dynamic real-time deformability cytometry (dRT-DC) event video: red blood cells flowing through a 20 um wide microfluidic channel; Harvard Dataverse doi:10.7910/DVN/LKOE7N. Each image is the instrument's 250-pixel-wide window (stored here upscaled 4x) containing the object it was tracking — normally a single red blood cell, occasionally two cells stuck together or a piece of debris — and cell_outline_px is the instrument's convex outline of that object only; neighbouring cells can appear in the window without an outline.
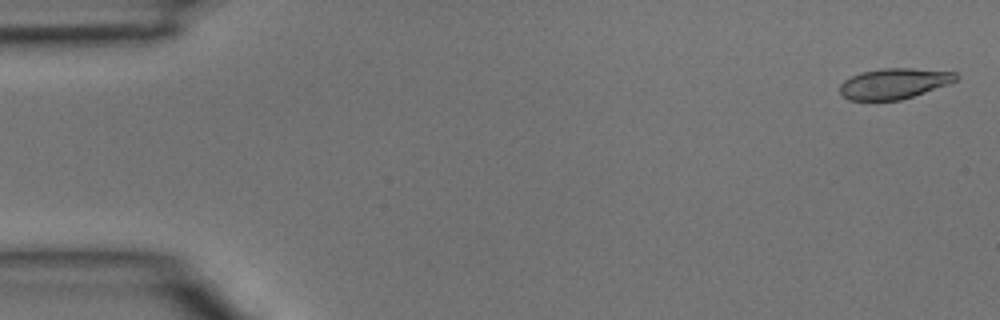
{"species": "common noctule bat (a hibernating species)", "species_latin": "Nyctalus noctula", "temperature_condition": "room temperature", "stored_images_in_passage": 4, "camera_frame_rate_fps": 3000, "um_per_image_px": 0.085, "animal": {"sex": "male", "body_mass_g": 15.6}, "frame": {"image": 1, "passage_image": 1, "time_ms": 0.0, "image_size_px": [1000, 320], "cell_outline_px": [[960, 76], [956, 80], [948, 84], [900, 100], [848, 100], [840, 92], [840, 84], [844, 80], [860, 72], [884, 68], [912, 68], [956, 72]], "centroid_in_image_um": [75.99, 7.09], "position_along_channel_um": 9.0, "area_um2": 20.58}}
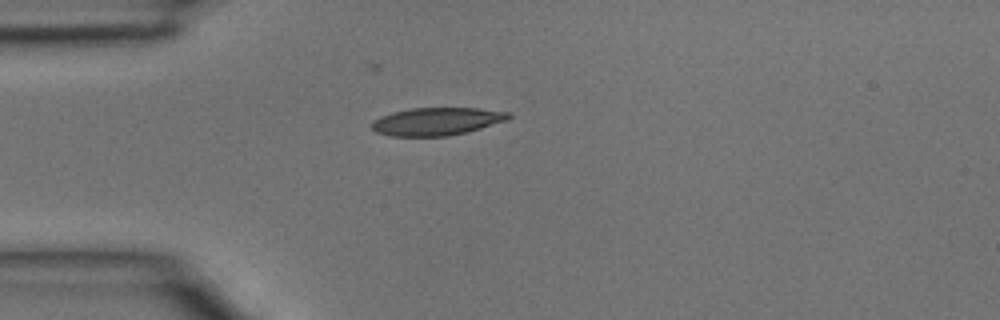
{"frame": {"image": 2, "passage_image": 4, "time_ms": 1.0, "image_size_px": [1000, 320], "cell_outline_px": [[512, 116], [508, 120], [468, 132], [448, 136], [392, 136], [376, 132], [372, 128], [372, 120], [380, 116], [392, 112], [412, 108], [476, 108], [508, 112]], "centroid_in_image_um": [37.12, 10.32], "position_along_channel_um": 47.9, "area_um2": 22.2}}